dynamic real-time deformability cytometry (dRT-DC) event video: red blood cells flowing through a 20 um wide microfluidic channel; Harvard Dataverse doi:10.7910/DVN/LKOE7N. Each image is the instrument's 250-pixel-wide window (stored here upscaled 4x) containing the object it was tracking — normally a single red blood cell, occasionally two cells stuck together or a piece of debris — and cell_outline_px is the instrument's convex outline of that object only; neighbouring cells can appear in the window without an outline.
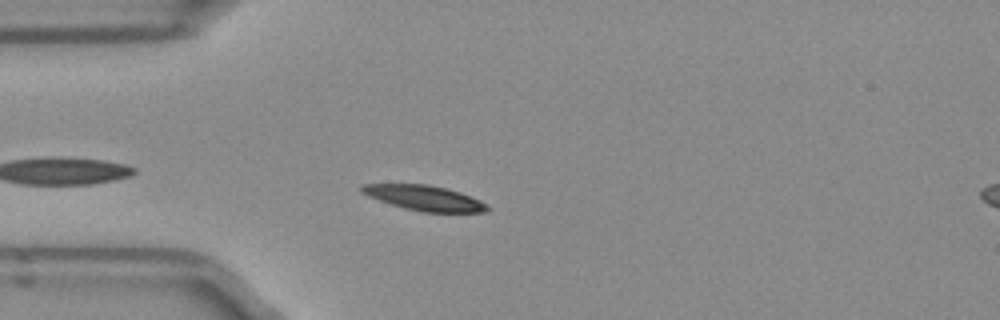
{"species": "Egyptian fruit bat (a non-hibernating species)", "species_latin": "Rousettus aegyptiacus", "temperature_condition": "room temperature", "stored_images_in_passage": 3, "camera_frame_rate_fps": 3000, "um_per_image_px": 0.085, "frame": {"image": 1, "passage_image": 2, "time_ms": 0.333, "image_size_px": [1000, 320], "cell_outline_px": [[492, 208], [484, 212], [420, 212], [404, 208], [368, 196], [360, 192], [360, 184], [428, 184], [460, 192], [480, 200], [488, 204]], "centroid_in_image_um": [36.09, 16.83], "position_along_channel_um": 48.9, "area_um2": 18.38}}